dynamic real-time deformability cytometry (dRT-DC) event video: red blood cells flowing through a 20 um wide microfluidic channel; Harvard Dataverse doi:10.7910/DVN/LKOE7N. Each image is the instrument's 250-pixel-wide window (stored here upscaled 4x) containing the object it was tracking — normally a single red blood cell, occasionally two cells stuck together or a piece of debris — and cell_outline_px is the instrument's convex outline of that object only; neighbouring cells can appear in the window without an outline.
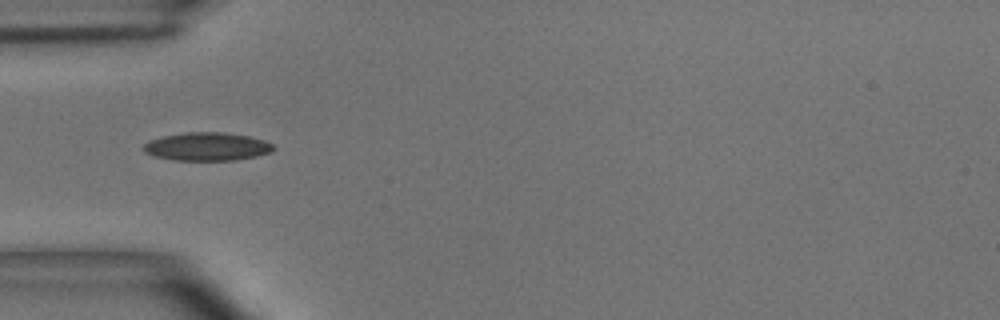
{"species": "common noctule bat (a hibernating species)", "species_latin": "Nyctalus noctula", "temperature_condition": "room temperature", "stored_images_in_passage": 29, "camera_frame_rate_fps": 3000, "um_per_image_px": 0.085, "animal": {"sex": "male", "body_mass_g": 15.6}, "frame": {"image": 1, "passage_image": 1, "time_ms": 0.0, "image_size_px": [1000, 320], "cell_outline_px": [[276, 148], [272, 152], [256, 156], [236, 160], [172, 160], [156, 156], [144, 152], [140, 148], [144, 144], [152, 140], [164, 136], [184, 132], [224, 132], [248, 136], [264, 140], [272, 144]], "centroid_in_image_um": [17.61, 12.46], "position_along_channel_um": 67.4, "area_um2": 21.39}}
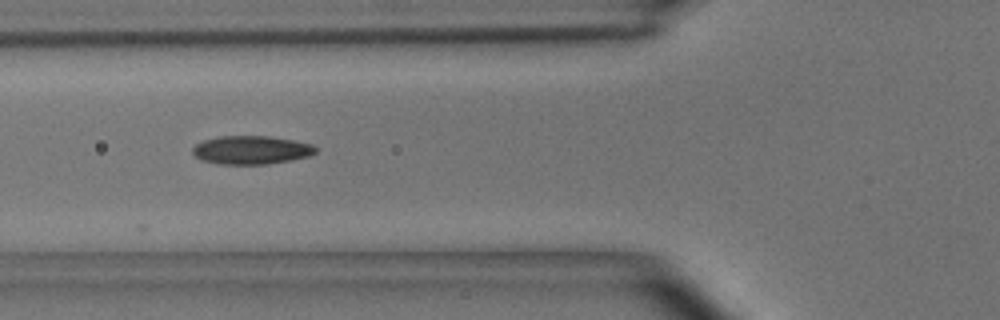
{"frame": {"image": 2, "passage_image": 4, "time_ms": 1.0, "image_size_px": [1000, 320], "cell_outline_px": [[316, 152], [308, 156], [292, 160], [268, 164], [216, 164], [200, 160], [192, 152], [192, 148], [196, 144], [204, 140], [220, 136], [268, 136], [292, 140], [312, 144], [316, 148]], "centroid_in_image_um": [21.33, 12.75], "position_along_channel_um": 104.5, "area_um2": 20.4}}
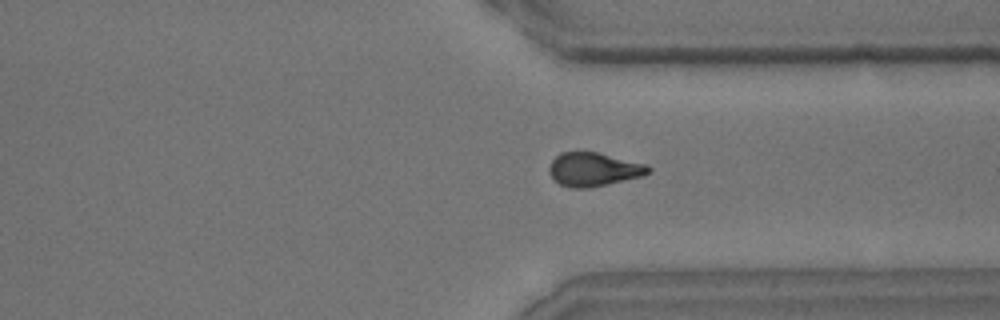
{"frame": {"image": 3, "passage_image": 25, "time_ms": 8.0, "image_size_px": [1000, 320], "cell_outline_px": [[652, 172], [640, 176], [588, 188], [572, 188], [560, 184], [552, 180], [548, 172], [548, 168], [552, 160], [560, 152], [600, 152], [644, 164], [652, 168]], "centroid_in_image_um": [50.41, 14.39], "position_along_channel_um": 361.0, "area_um2": 19.42}}